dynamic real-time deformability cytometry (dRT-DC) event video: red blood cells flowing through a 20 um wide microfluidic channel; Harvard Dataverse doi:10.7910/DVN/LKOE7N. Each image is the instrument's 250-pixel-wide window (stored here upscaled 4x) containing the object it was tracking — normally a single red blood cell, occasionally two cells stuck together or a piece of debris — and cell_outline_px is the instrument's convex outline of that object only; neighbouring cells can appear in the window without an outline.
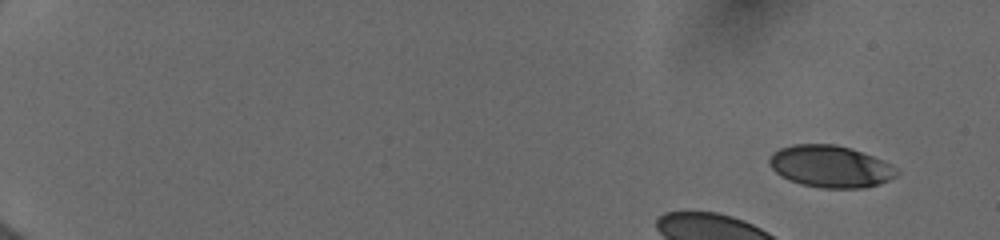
{"species": "human", "species_latin": "Homo sapiens", "temperature_condition": "cold", "stored_images_in_passage": 14, "camera_frame_rate_fps": 3000, "um_per_image_px": 0.085, "donor": {"sex": "female"}, "frame": {"image": 1, "passage_image": 1, "time_ms": 0.0, "image_size_px": [1000, 240], "cell_outline_px": [[900, 172], [896, 176], [880, 184], [864, 188], [820, 188], [800, 184], [788, 180], [780, 176], [768, 164], [768, 156], [772, 152], [780, 148], [792, 144], [836, 144], [852, 148], [884, 160], [900, 168]], "centroid_in_image_um": [70.59, 14.14], "position_along_channel_um": 14.4, "area_um2": 31.79}}